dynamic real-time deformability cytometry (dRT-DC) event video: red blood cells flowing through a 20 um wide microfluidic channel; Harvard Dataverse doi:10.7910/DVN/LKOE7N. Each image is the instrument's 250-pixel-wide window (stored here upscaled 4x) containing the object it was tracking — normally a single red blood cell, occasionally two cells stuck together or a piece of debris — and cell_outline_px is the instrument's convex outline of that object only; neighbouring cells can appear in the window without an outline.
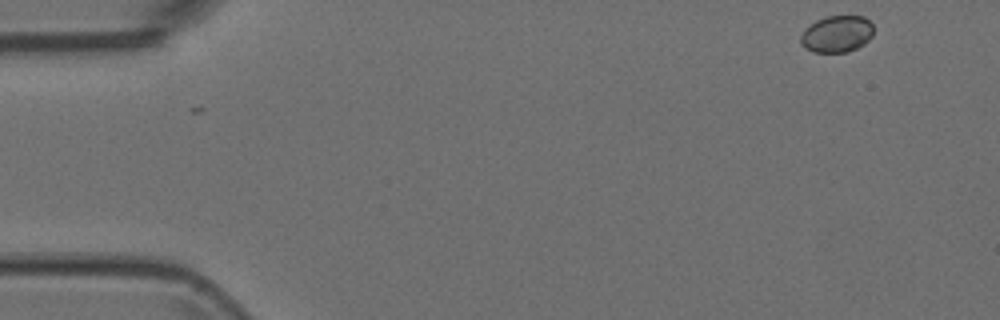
{"species": "Egyptian fruit bat (a non-hibernating species)", "species_latin": "Rousettus aegyptiacus", "temperature_condition": "room temperature", "stored_images_in_passage": 9, "camera_frame_rate_fps": 3000, "um_per_image_px": 0.085, "animal": {"sex": "female"}, "frame": {"image": 1, "passage_image": 1, "time_ms": 0.0, "image_size_px": [1000, 320], "cell_outline_px": [[872, 36], [864, 44], [848, 52], [812, 52], [804, 48], [800, 44], [800, 36], [804, 28], [816, 20], [828, 16], [864, 16], [872, 24]], "centroid_in_image_um": [71.09, 2.89], "position_along_channel_um": 13.9, "area_um2": 15.72}}
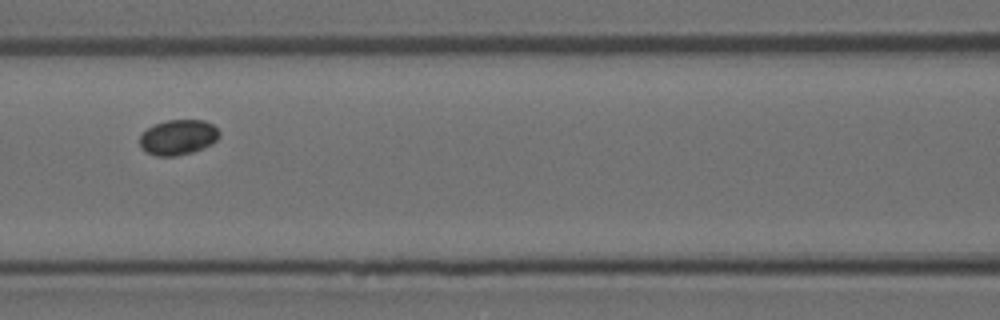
{"frame": {"image": 2, "passage_image": 6, "time_ms": 1.667, "image_size_px": [1000, 320], "cell_outline_px": [[220, 136], [216, 140], [192, 152], [176, 156], [156, 156], [144, 152], [140, 148], [140, 136], [148, 128], [156, 124], [168, 120], [204, 120], [212, 124], [220, 132]], "centroid_in_image_um": [15.11, 11.67], "position_along_channel_um": 151.5, "area_um2": 16.18}}
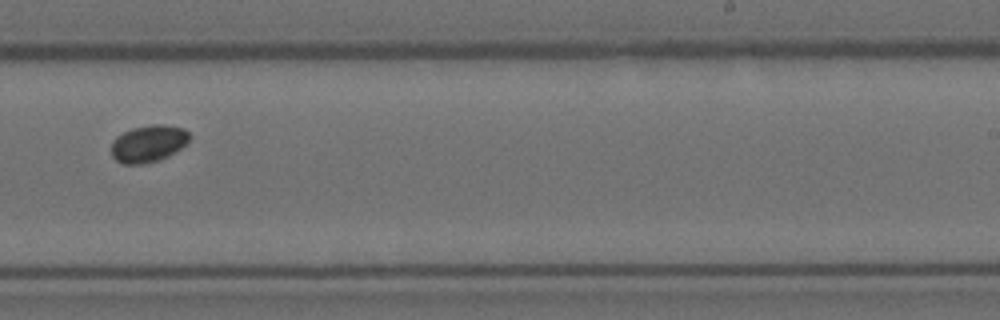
{"frame": {"image": 3, "passage_image": 9, "time_ms": 2.667, "image_size_px": [1000, 320], "cell_outline_px": [[188, 140], [180, 148], [168, 156], [144, 164], [124, 164], [116, 160], [112, 156], [112, 140], [116, 136], [132, 128], [152, 124], [164, 124], [184, 128], [188, 132]], "centroid_in_image_um": [12.58, 12.19], "position_along_channel_um": 276.4, "area_um2": 16.7}}